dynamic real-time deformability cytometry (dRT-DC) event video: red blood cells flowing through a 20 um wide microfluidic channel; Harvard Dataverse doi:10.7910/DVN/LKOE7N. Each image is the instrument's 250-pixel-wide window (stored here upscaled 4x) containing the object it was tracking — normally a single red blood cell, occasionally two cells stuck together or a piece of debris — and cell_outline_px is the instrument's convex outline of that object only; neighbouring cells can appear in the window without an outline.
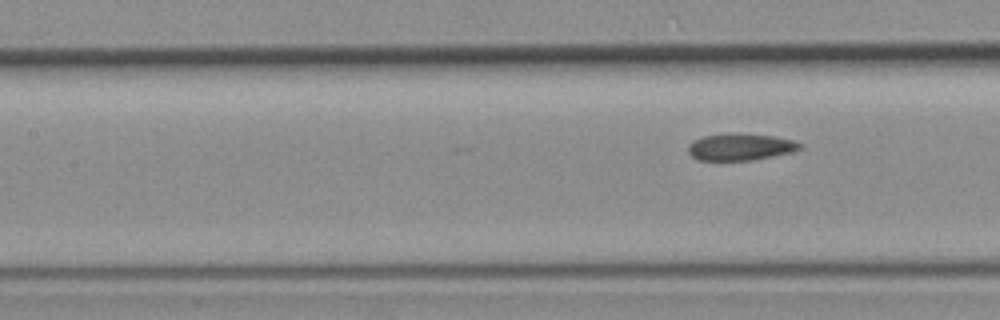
{"species": "common noctule bat (a hibernating species)", "species_latin": "Nyctalus noctula", "temperature_condition": "room temperature", "stored_images_in_passage": 4, "segment_of_instrument_passage": [2, 2], "camera_frame_rate_fps": 3000, "um_per_image_px": 0.085, "animal": {"sex": "female", "body_mass_g": 19.3, "forearm_length_mm": 54.1}, "frame": {"image": 1, "passage_image": 4, "time_ms": 3.333, "image_size_px": [1000, 320], "cell_outline_px": [[800, 148], [792, 152], [752, 160], [696, 160], [688, 152], [688, 144], [692, 140], [704, 136], [728, 132], [776, 136], [796, 140], [800, 144]], "centroid_in_image_um": [62.9, 12.47], "position_along_channel_um": 144.5, "area_um2": 17.69}}